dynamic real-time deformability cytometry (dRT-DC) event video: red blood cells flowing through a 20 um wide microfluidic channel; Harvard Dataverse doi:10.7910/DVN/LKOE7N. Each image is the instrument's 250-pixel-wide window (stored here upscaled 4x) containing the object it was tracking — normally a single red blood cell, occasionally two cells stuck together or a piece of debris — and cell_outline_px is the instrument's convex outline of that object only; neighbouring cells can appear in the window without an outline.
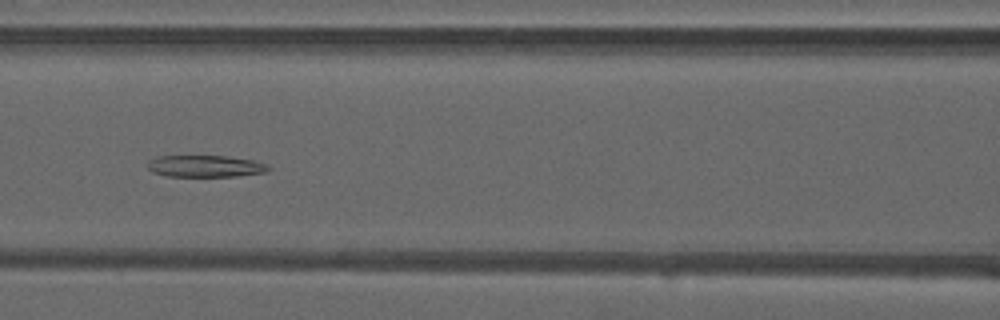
{"species": "common noctule bat (a hibernating species)", "species_latin": "Nyctalus noctula", "temperature_condition": "warm", "stored_images_in_passage": 37, "camera_frame_rate_fps": 3000, "um_per_image_px": 0.085, "animal": {"sex": "male", "forearm_length_mm": 52.5}, "frame": {"image": 1, "passage_image": 9, "time_ms": 2.667, "image_size_px": [1000, 320], "cell_outline_px": [[272, 168], [264, 172], [236, 176], [168, 176], [152, 172], [148, 168], [148, 160], [156, 156], [224, 156], [252, 160], [268, 164]], "centroid_in_image_um": [17.43, 14.12], "position_along_channel_um": 149.2, "area_um2": 15.26}}
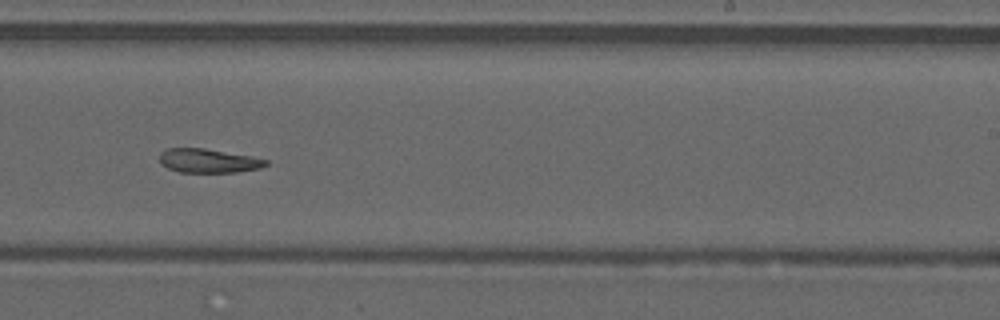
{"frame": {"image": 2, "passage_image": 18, "time_ms": 5.667, "image_size_px": [1000, 320], "cell_outline_px": [[268, 164], [260, 168], [236, 172], [180, 172], [168, 168], [160, 164], [160, 152], [168, 148], [204, 148], [252, 156], [268, 160]], "centroid_in_image_um": [17.71, 13.66], "position_along_channel_um": 271.3, "area_um2": 14.85}}
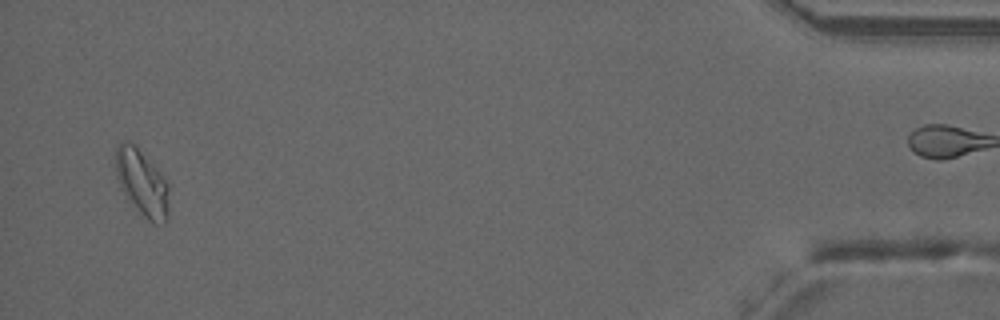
{"frame": {"image": 3, "passage_image": 35, "time_ms": 11.333, "image_size_px": [1000, 320], "cell_outline_px": [[168, 220], [164, 224], [148, 220], [128, 200], [120, 188], [116, 176], [116, 148], [124, 140], [136, 144], [164, 176], [168, 184]], "centroid_in_image_um": [12.08, 15.51], "position_along_channel_um": 423.1, "area_um2": 20.69}}